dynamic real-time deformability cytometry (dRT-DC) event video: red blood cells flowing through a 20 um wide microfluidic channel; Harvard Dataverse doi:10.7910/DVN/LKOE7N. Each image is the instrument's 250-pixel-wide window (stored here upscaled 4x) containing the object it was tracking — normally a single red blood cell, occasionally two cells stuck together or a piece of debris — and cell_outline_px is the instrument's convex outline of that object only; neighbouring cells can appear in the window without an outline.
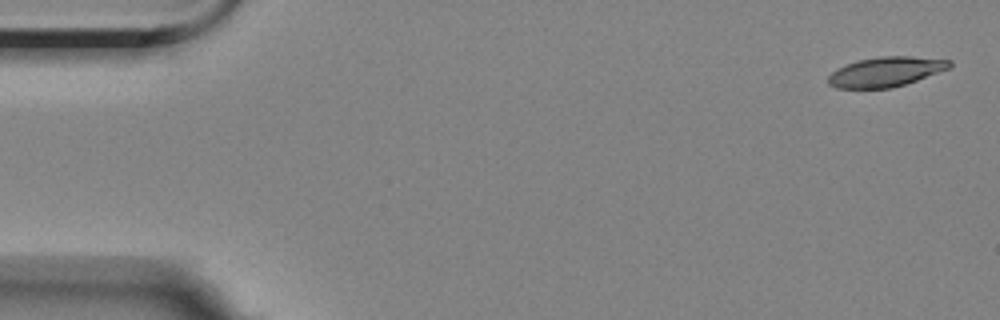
{"species": "Egyptian fruit bat (a non-hibernating species)", "species_latin": "Rousettus aegyptiacus", "temperature_condition": "room temperature", "stored_images_in_passage": 5, "camera_frame_rate_fps": 3000, "um_per_image_px": 0.085, "animal": {"sex": "female"}, "frame": {"image": 1, "passage_image": 1, "time_ms": 0.0, "image_size_px": [1000, 320], "cell_outline_px": [[952, 68], [892, 88], [836, 88], [828, 84], [828, 76], [836, 68], [856, 60], [880, 56], [912, 56], [952, 60]], "centroid_in_image_um": [75.3, 6.09], "position_along_channel_um": 9.7, "area_um2": 21.21}}
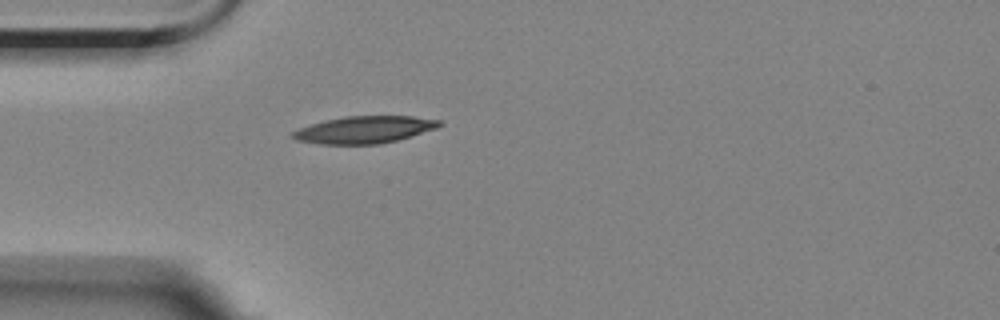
{"frame": {"image": 2, "passage_image": 5, "time_ms": 4.667, "image_size_px": [1000, 320], "cell_outline_px": [[444, 124], [436, 128], [396, 140], [380, 144], [320, 144], [296, 140], [288, 136], [292, 132], [300, 128], [324, 120], [344, 116], [412, 116], [440, 120]], "centroid_in_image_um": [30.94, 11.02], "position_along_channel_um": 54.1, "area_um2": 23.12}}